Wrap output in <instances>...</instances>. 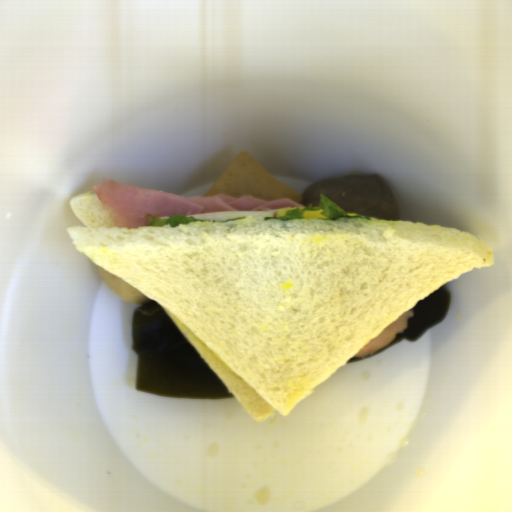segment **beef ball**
<instances>
[{
    "label": "beef ball",
    "instance_id": "1",
    "mask_svg": "<svg viewBox=\"0 0 512 512\" xmlns=\"http://www.w3.org/2000/svg\"><path fill=\"white\" fill-rule=\"evenodd\" d=\"M322 195L351 216L400 222L396 197L383 176L374 173L331 175L304 189L298 204L316 208Z\"/></svg>",
    "mask_w": 512,
    "mask_h": 512
}]
</instances>
